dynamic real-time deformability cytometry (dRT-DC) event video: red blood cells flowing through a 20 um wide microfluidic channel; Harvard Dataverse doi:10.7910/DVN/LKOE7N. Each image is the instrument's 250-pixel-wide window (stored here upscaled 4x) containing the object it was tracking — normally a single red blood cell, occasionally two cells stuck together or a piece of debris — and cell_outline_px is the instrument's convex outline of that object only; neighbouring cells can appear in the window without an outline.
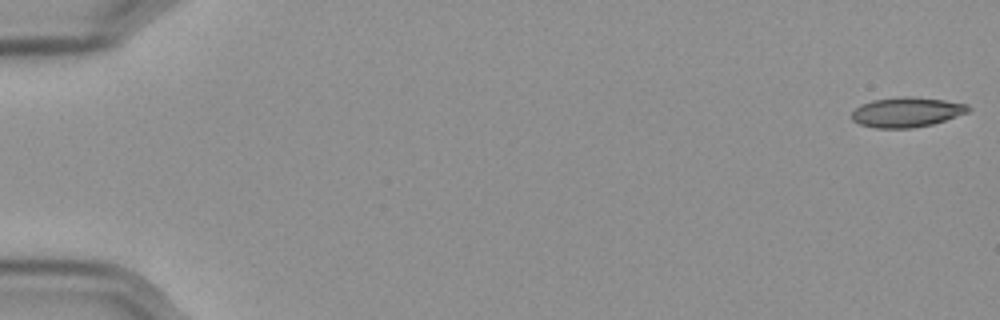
{"species": "Egyptian fruit bat (a non-hibernating species)", "species_latin": "Rousettus aegyptiacus", "temperature_condition": "cold", "stored_images_in_passage": 56, "camera_frame_rate_fps": 3000, "um_per_image_px": 0.085, "frame": {"image": 1, "passage_image": 1, "time_ms": 0.0, "image_size_px": [1000, 320], "cell_outline_px": [[972, 108], [968, 112], [932, 124], [912, 128], [876, 128], [860, 124], [852, 120], [852, 112], [860, 104], [872, 100], [904, 96], [908, 96], [944, 100], [968, 104]], "centroid_in_image_um": [77.06, 9.53], "position_along_channel_um": 7.9, "area_um2": 20.23}}
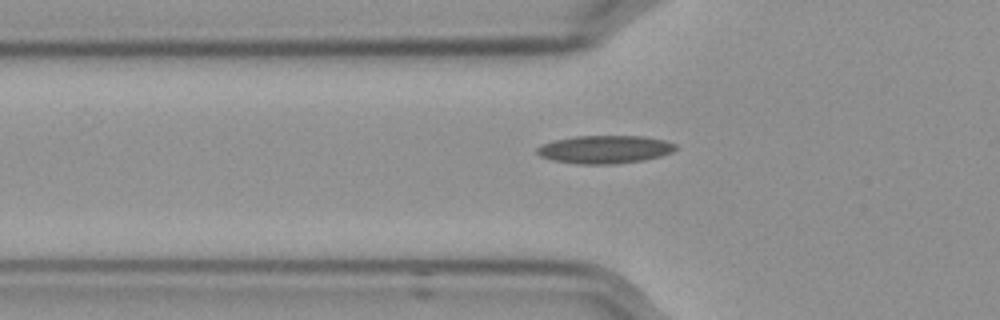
{"frame": {"image": 2, "passage_image": 20, "time_ms": 6.333, "image_size_px": [1000, 320], "cell_outline_px": [[676, 148], [672, 152], [660, 156], [640, 160], [612, 164], [580, 164], [552, 160], [540, 156], [536, 152], [536, 148], [552, 140], [572, 136], [644, 136], [664, 140], [676, 144]], "centroid_in_image_um": [51.37, 12.69], "position_along_channel_um": 74.4, "area_um2": 22.54}}
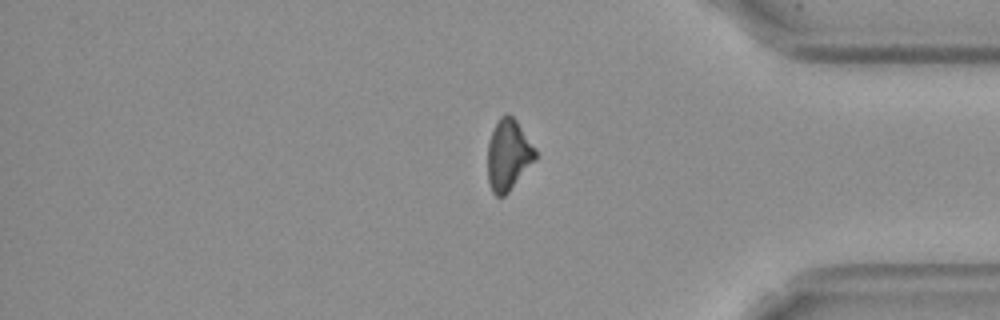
{"frame": {"image": 3, "passage_image": 48, "time_ms": 15.667, "image_size_px": [1000, 320], "cell_outline_px": [[536, 160], [508, 192], [504, 196], [496, 196], [492, 192], [488, 184], [488, 144], [492, 132], [500, 116], [504, 112], [508, 112], [516, 120], [536, 148]], "centroid_in_image_um": [43.21, 13.16], "position_along_channel_um": 392.0, "area_um2": 19.83}, "authors_computed_cell_mechanics": {"area_um2": 20.5768, "velocity_mm_per_s": 3.5846, "shape_relaxation_time_tau1_ms": null, "shape_relaxation_time_tau2_ms": 9.6584, "deformation_change_tau1": null, "deformation_change_tau2": 0.2114}}